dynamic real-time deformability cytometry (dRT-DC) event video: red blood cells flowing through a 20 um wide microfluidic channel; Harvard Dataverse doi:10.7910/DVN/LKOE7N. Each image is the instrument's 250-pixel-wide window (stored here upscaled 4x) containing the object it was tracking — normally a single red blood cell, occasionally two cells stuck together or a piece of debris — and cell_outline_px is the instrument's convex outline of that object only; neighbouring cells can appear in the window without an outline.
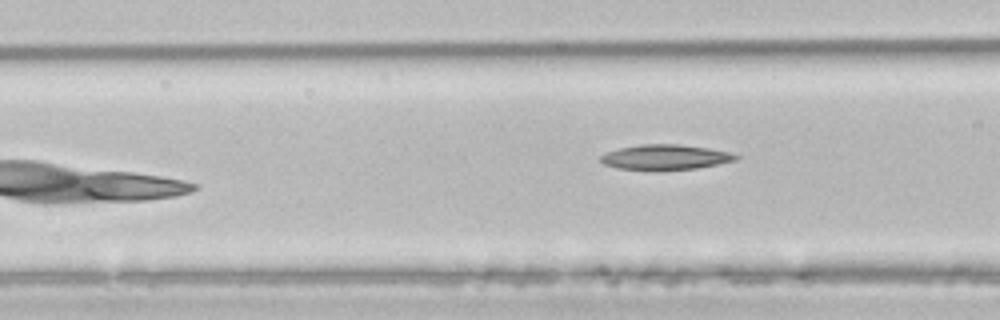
{"species": "common noctule bat (a hibernating species)", "species_latin": "Nyctalus noctula", "temperature_condition": "room temperature", "stored_images_in_passage": 6, "camera_frame_rate_fps": 3000, "um_per_image_px": 0.085, "animal": {"sex": "male", "body_mass_g": 21.5, "forearm_length_mm": 52.0}, "frame": {"image": 1, "passage_image": 4, "time_ms": 1.0, "image_size_px": [1000, 320], "cell_outline_px": [[740, 156], [736, 160], [696, 168], [660, 172], [652, 172], [616, 168], [604, 164], [600, 160], [600, 156], [608, 152], [620, 148], [640, 144], [680, 144], [708, 148], [728, 152]], "centroid_in_image_um": [56.51, 13.39], "position_along_channel_um": 110.1, "area_um2": 20.23}}
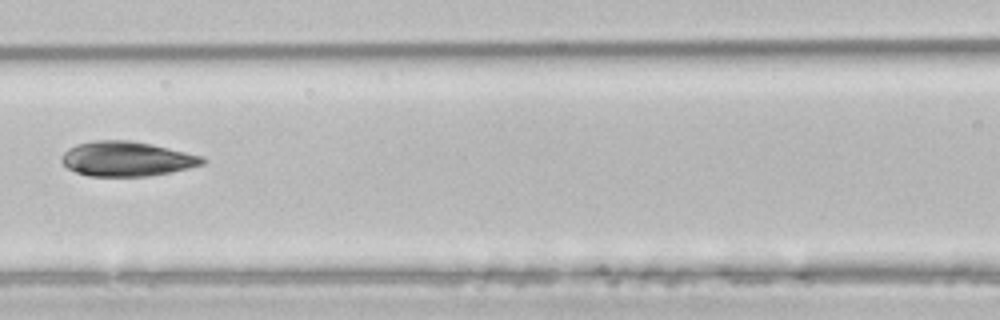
{"frame": {"image": 2, "passage_image": 6, "time_ms": 1.667, "image_size_px": [1000, 320], "cell_outline_px": [[208, 160], [204, 164], [188, 168], [148, 176], [88, 176], [76, 172], [68, 168], [60, 160], [64, 152], [68, 148], [76, 144], [96, 140], [128, 140], [152, 144], [204, 156]], "centroid_in_image_um": [10.78, 13.5], "position_along_channel_um": 155.8, "area_um2": 28.55}}